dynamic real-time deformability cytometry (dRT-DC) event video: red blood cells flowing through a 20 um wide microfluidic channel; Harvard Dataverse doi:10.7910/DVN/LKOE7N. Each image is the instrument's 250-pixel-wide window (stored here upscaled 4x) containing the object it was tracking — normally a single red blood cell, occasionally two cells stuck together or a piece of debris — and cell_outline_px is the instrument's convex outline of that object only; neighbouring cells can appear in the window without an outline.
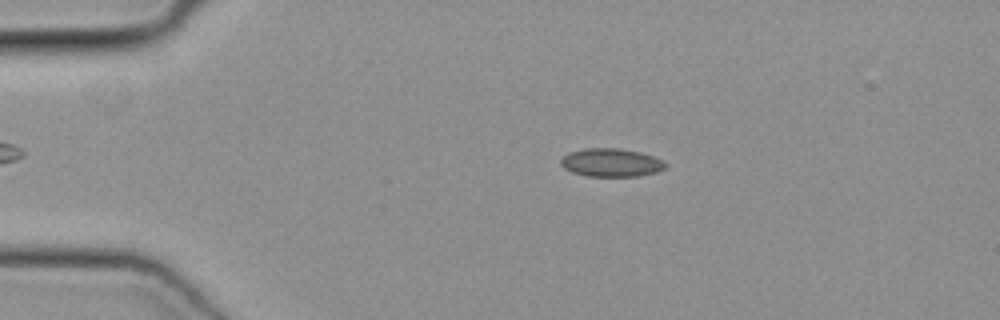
{"species": "common noctule bat (a hibernating species)", "species_latin": "Nyctalus noctula", "temperature_condition": "cold", "stored_images_in_passage": 49, "camera_frame_rate_fps": 3000, "um_per_image_px": 0.085, "animal": {"sex": "female", "body_mass_g": 19.3, "forearm_length_mm": 54.1}, "frame": {"image": 1, "passage_image": 10, "time_ms": 3.0, "image_size_px": [1000, 320], "cell_outline_px": [[668, 164], [664, 168], [656, 172], [640, 176], [584, 176], [572, 172], [564, 168], [560, 164], [560, 160], [568, 152], [584, 148], [620, 148], [640, 152], [664, 160]], "centroid_in_image_um": [51.94, 13.82], "position_along_channel_um": 33.1, "area_um2": 17.4}}
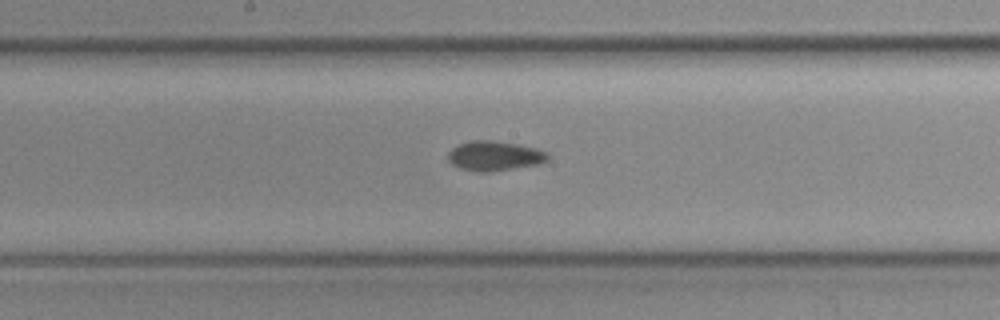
{"frame": {"image": 2, "passage_image": 26, "time_ms": 8.333, "image_size_px": [1000, 320], "cell_outline_px": [[548, 160], [540, 164], [488, 172], [476, 172], [460, 168], [452, 164], [448, 160], [448, 152], [452, 148], [460, 144], [472, 140], [492, 140], [516, 144], [536, 148], [548, 152]], "centroid_in_image_um": [42.03, 13.25], "position_along_channel_um": 206.2, "area_um2": 17.28}}
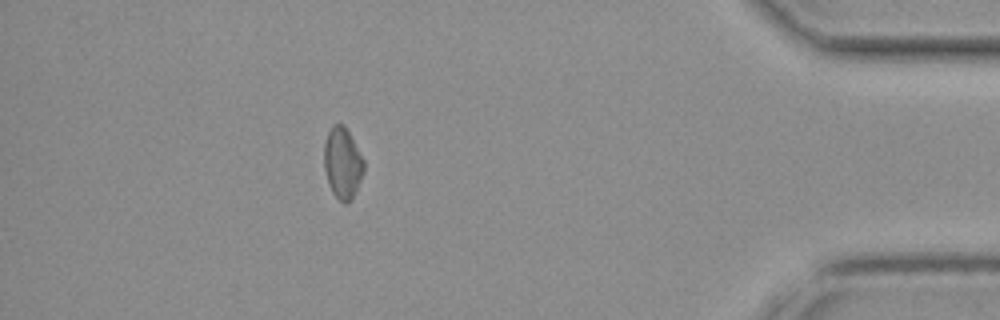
{"frame": {"image": 3, "passage_image": 44, "time_ms": 14.333, "image_size_px": [1000, 320], "cell_outline_px": [[364, 172], [352, 196], [344, 204], [332, 192], [328, 184], [324, 168], [324, 144], [328, 132], [332, 124], [344, 124], [364, 160]], "centroid_in_image_um": [29.09, 13.82], "position_along_channel_um": 406.1, "area_um2": 16.24}}